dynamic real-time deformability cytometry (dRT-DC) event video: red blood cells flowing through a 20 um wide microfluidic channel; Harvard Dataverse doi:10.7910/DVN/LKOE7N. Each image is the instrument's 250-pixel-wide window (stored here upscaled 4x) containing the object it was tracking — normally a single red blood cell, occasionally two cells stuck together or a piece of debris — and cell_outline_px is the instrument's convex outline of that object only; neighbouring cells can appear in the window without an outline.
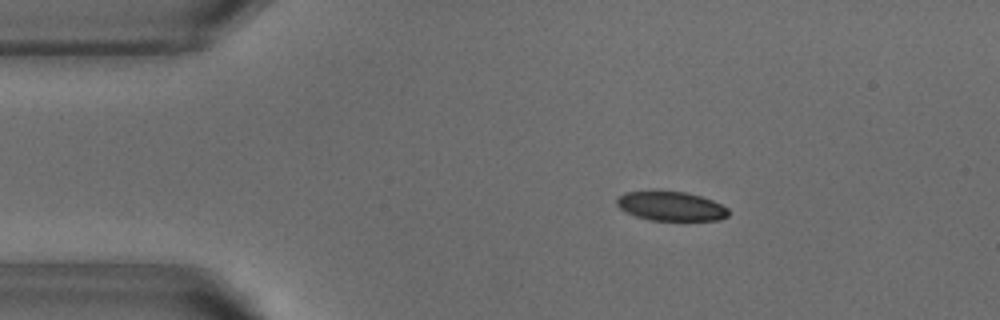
{"species": "common noctule bat (a hibernating species)", "species_latin": "Nyctalus noctula", "temperature_condition": "warm", "stored_images_in_passage": 15, "camera_frame_rate_fps": 3000, "um_per_image_px": 0.085, "animal": {"sex": "male", "body_mass_g": 18.8}, "frame": {"image": 1, "passage_image": 9, "time_ms": 2.667, "image_size_px": [1000, 320], "cell_outline_px": [[728, 216], [720, 220], [652, 220], [636, 216], [620, 208], [616, 204], [616, 200], [624, 192], [684, 192], [700, 196], [712, 200], [728, 208]], "centroid_in_image_um": [57.06, 17.54], "position_along_channel_um": 27.9, "area_um2": 18.61}}